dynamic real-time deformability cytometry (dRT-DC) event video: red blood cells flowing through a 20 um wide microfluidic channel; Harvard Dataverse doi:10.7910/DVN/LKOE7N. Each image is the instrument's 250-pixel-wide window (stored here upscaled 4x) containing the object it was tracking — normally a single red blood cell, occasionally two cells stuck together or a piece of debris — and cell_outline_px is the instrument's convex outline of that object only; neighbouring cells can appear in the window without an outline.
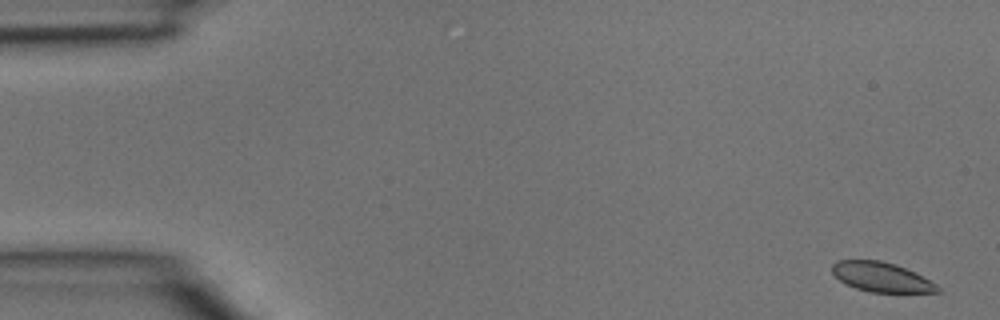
{"species": "common noctule bat (a hibernating species)", "species_latin": "Nyctalus noctula", "temperature_condition": "room temperature", "stored_images_in_passage": 3, "camera_frame_rate_fps": 3000, "um_per_image_px": 0.085, "animal": {"sex": "male", "body_mass_g": 15.6}, "frame": {"image": 1, "passage_image": 1, "time_ms": 0.0, "image_size_px": [1000, 320], "cell_outline_px": [[940, 292], [872, 292], [856, 288], [844, 284], [832, 272], [832, 264], [836, 260], [880, 260], [896, 264], [936, 284], [940, 288]], "centroid_in_image_um": [74.87, 23.54], "position_along_channel_um": 10.1, "area_um2": 17.92}}